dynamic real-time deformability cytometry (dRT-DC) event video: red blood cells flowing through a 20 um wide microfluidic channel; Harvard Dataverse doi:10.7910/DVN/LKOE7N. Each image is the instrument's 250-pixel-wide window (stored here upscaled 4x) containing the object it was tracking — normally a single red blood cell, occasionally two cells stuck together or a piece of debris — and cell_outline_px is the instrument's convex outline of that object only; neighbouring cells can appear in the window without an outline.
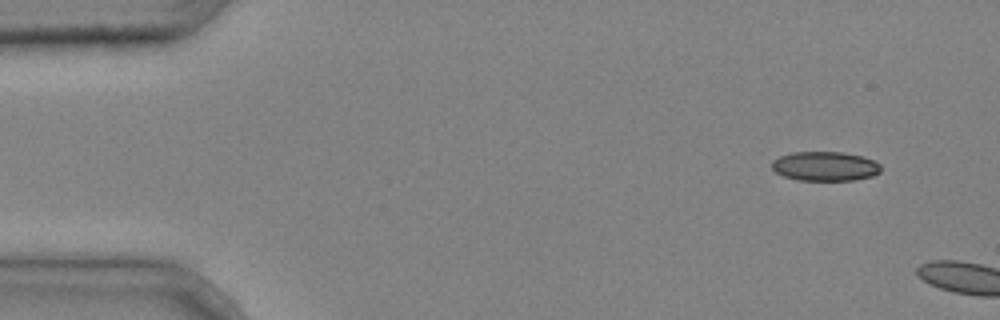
{"species": "common noctule bat (a hibernating species)", "species_latin": "Nyctalus noctula", "temperature_condition": "cold", "stored_images_in_passage": 2, "camera_frame_rate_fps": 3000, "um_per_image_px": 0.085, "animal": {"sex": "male", "body_mass_g": 20.4}, "frame": {"image": 1, "passage_image": 1, "time_ms": 0.0, "image_size_px": [1000, 320], "cell_outline_px": [[880, 172], [872, 176], [852, 180], [796, 180], [784, 176], [776, 172], [772, 168], [772, 160], [780, 156], [792, 152], [844, 152], [860, 156], [872, 160], [880, 164]], "centroid_in_image_um": [70.1, 14.13], "position_along_channel_um": 14.9, "area_um2": 18.55}}